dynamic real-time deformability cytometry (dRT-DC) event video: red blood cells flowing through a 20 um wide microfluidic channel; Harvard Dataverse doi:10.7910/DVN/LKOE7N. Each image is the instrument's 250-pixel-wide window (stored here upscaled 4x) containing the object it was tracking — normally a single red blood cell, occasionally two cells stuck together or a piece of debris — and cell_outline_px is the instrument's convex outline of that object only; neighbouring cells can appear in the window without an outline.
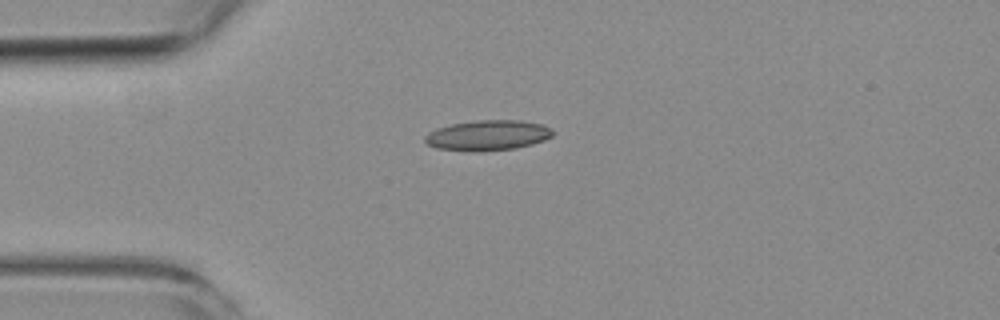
{"species": "common noctule bat (a hibernating species)", "species_latin": "Nyctalus noctula", "temperature_condition": "room temperature", "stored_images_in_passage": 4, "camera_frame_rate_fps": 3000, "um_per_image_px": 0.085, "animal": {"sex": "female", "body_mass_g": 19.3, "forearm_length_mm": 54.1}, "frame": {"image": 1, "passage_image": 4, "time_ms": 4.0, "image_size_px": [1000, 320], "cell_outline_px": [[552, 136], [544, 140], [532, 144], [516, 148], [436, 148], [428, 144], [424, 140], [424, 136], [428, 132], [436, 128], [452, 124], [480, 120], [520, 120], [540, 124], [552, 128]], "centroid_in_image_um": [41.49, 11.44], "position_along_channel_um": 43.5, "area_um2": 21.39}}